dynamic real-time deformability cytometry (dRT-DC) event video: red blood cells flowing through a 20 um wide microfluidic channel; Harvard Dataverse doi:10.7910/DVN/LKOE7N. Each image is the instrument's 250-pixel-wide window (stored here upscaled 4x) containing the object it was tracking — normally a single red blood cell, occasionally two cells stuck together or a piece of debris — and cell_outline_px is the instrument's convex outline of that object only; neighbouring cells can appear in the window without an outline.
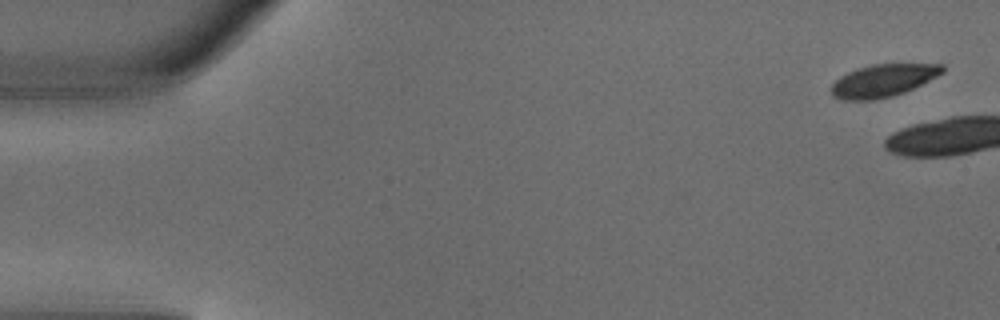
{"species": "common noctule bat (a hibernating species)", "species_latin": "Nyctalus noctula", "temperature_condition": "warm", "stored_images_in_passage": 3, "segment_of_instrument_passage": [2, 2], "camera_frame_rate_fps": 3000, "um_per_image_px": 0.085, "animal": {"sex": "male", "body_mass_g": 18.8}, "frame": {"image": 1, "passage_image": 3, "time_ms": 0.667, "image_size_px": [1000, 320], "cell_outline_px": [[944, 72], [904, 92], [892, 96], [876, 100], [840, 100], [832, 96], [832, 84], [840, 76], [856, 68], [872, 64], [944, 64]], "centroid_in_image_um": [75.02, 6.85], "position_along_channel_um": 10.0, "area_um2": 20.98}}